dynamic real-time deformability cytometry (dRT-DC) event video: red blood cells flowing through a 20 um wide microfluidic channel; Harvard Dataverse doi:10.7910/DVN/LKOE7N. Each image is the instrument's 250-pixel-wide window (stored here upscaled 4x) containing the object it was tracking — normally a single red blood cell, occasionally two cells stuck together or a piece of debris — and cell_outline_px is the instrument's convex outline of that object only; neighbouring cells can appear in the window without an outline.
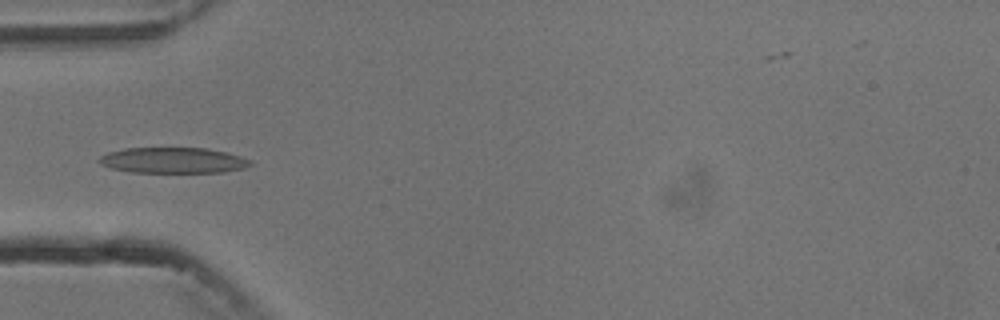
{"species": "common noctule bat (a hibernating species)", "species_latin": "Nyctalus noctula", "temperature_condition": "cold", "stored_images_in_passage": 8, "camera_frame_rate_fps": 3000, "um_per_image_px": 0.085, "animal": {"sex": "male", "body_mass_g": 13.3}, "frame": {"image": 1, "passage_image": 6, "time_ms": 5.667, "image_size_px": [1000, 320], "cell_outline_px": [[252, 164], [244, 168], [224, 172], [132, 172], [112, 168], [100, 164], [96, 160], [100, 156], [108, 152], [124, 148], [208, 148], [228, 152], [240, 156], [248, 160]], "centroid_in_image_um": [14.69, 13.62], "position_along_channel_um": 70.3, "area_um2": 22.66}}
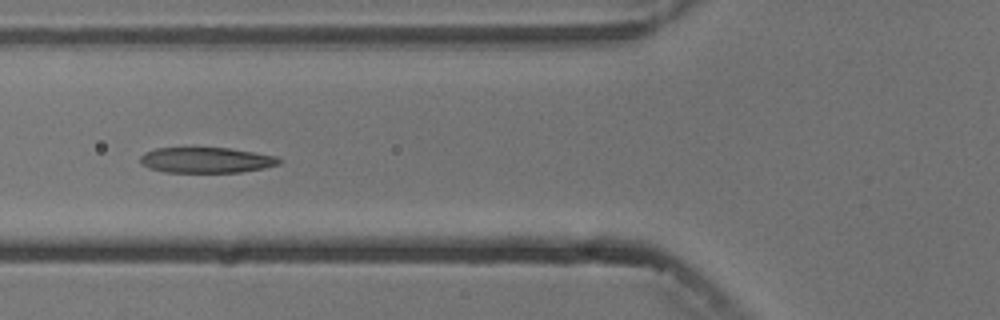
{"frame": {"image": 2, "passage_image": 7, "time_ms": 6.667, "image_size_px": [1000, 320], "cell_outline_px": [[284, 160], [280, 164], [264, 168], [240, 172], [164, 172], [148, 168], [140, 164], [140, 156], [144, 152], [156, 148], [228, 148], [276, 156]], "centroid_in_image_um": [17.52, 13.61], "position_along_channel_um": 108.3, "area_um2": 20.75}}
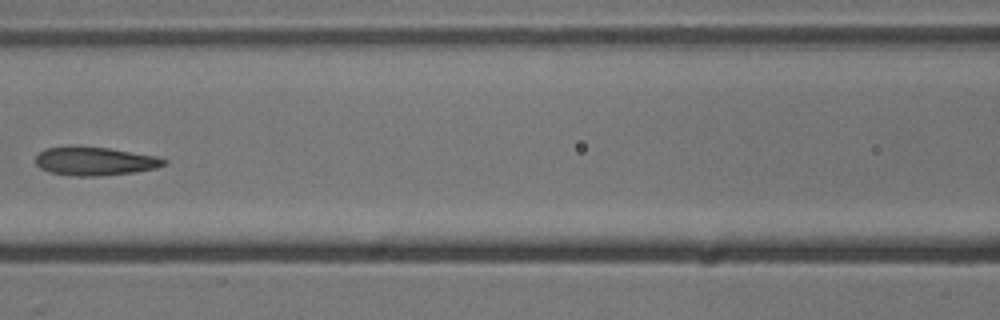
{"frame": {"image": 3, "passage_image": 8, "time_ms": 8.0, "image_size_px": [1000, 320], "cell_outline_px": [[168, 164], [156, 168], [136, 172], [100, 176], [72, 176], [48, 172], [40, 168], [36, 164], [36, 156], [44, 148], [68, 144], [72, 144], [108, 148], [156, 156], [168, 160]], "centroid_in_image_um": [8.03, 13.68], "position_along_channel_um": 158.6, "area_um2": 21.96}}